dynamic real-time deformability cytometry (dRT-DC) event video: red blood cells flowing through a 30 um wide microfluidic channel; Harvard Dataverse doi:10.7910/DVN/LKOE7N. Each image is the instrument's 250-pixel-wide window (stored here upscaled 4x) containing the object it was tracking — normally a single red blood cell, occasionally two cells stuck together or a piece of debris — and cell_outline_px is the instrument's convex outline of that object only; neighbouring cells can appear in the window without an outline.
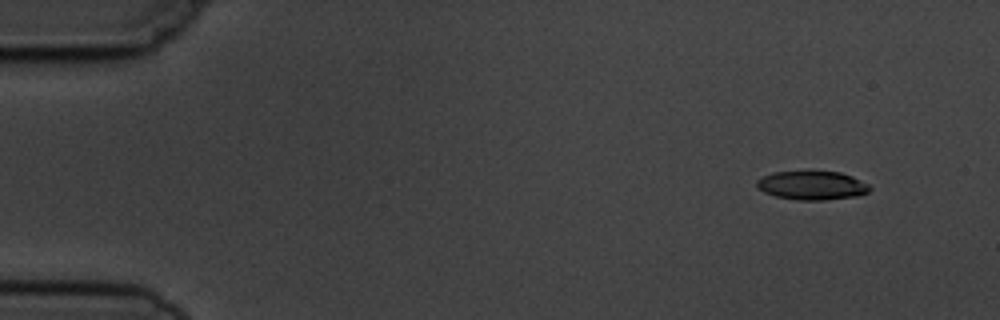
{"species": "common noctule bat (a hibernating species)", "species_latin": "Nyctalus noctula", "temperature_condition": "cold", "stored_images_in_passage": 4, "camera_frame_rate_fps": 3000, "um_per_image_px": 0.085, "animal": {"sex": "male", "body_mass_g": 19.5, "forearm_length_mm": 54.6}, "frame": {"image": 1, "passage_image": 1, "time_ms": 0.0, "image_size_px": [1000, 320], "cell_outline_px": [[872, 188], [868, 192], [856, 196], [824, 200], [796, 200], [776, 196], [764, 192], [756, 188], [756, 180], [772, 172], [840, 172], [852, 176], [868, 184]], "centroid_in_image_um": [69.01, 15.77], "position_along_channel_um": 16.0, "area_um2": 18.84}}
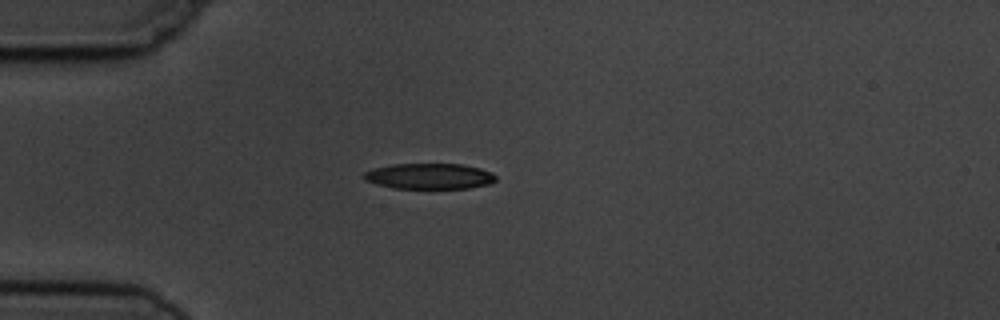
{"frame": {"image": 2, "passage_image": 4, "time_ms": 3.333, "image_size_px": [1000, 320], "cell_outline_px": [[496, 180], [488, 184], [468, 188], [392, 188], [364, 180], [364, 172], [372, 168], [392, 164], [460, 164], [480, 168], [492, 172], [496, 176]], "centroid_in_image_um": [36.49, 14.97], "position_along_channel_um": 48.5, "area_um2": 19.71}}